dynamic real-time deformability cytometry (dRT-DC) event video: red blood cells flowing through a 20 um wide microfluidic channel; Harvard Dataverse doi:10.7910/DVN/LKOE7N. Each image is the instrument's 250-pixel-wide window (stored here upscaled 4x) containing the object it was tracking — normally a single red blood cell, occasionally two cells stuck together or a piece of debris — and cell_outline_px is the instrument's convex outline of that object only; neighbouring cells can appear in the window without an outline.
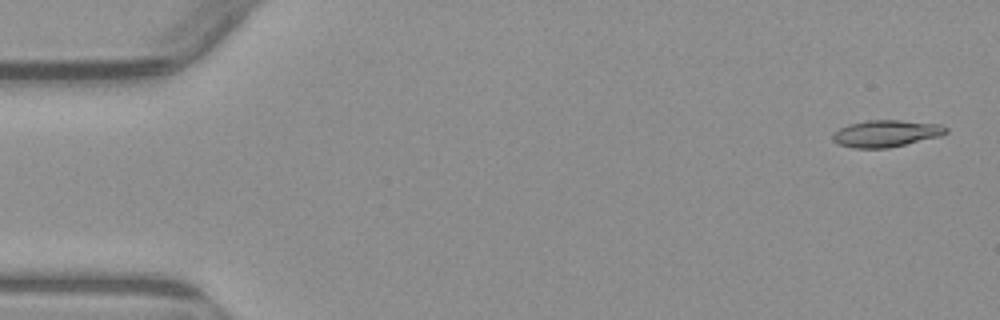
{"species": "common noctule bat (a hibernating species)", "species_latin": "Nyctalus noctula", "temperature_condition": "warm", "stored_images_in_passage": 5, "camera_frame_rate_fps": 3000, "um_per_image_px": 0.085, "animal": {"sex": "male", "body_mass_g": 23.1, "forearm_length_mm": 52.7}, "frame": {"image": 1, "passage_image": 1, "time_ms": 0.0, "image_size_px": [1000, 320], "cell_outline_px": [[948, 132], [940, 136], [888, 148], [852, 148], [840, 144], [832, 140], [832, 136], [840, 128], [848, 124], [868, 120], [900, 120], [940, 124], [948, 128]], "centroid_in_image_um": [75.33, 11.34], "position_along_channel_um": 9.7, "area_um2": 17.63}}
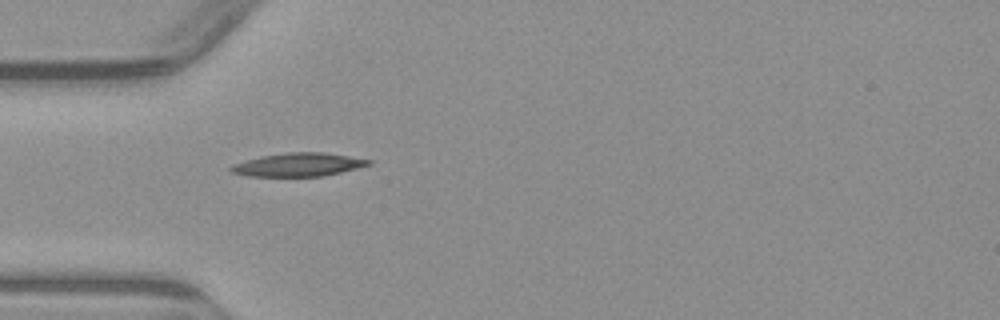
{"frame": {"image": 2, "passage_image": 4, "time_ms": 4.667, "image_size_px": [1000, 320], "cell_outline_px": [[372, 164], [324, 176], [248, 176], [232, 172], [228, 168], [232, 164], [264, 156], [288, 152], [324, 152], [372, 160]], "centroid_in_image_um": [25.37, 14.0], "position_along_channel_um": 59.6, "area_um2": 18.5}}
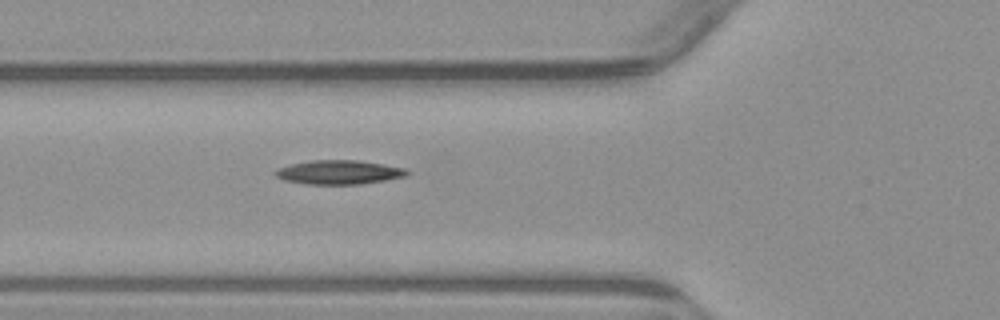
{"frame": {"image": 3, "passage_image": 5, "time_ms": 5.667, "image_size_px": [1000, 320], "cell_outline_px": [[412, 172], [408, 176], [360, 184], [308, 184], [284, 180], [276, 176], [272, 172], [276, 168], [308, 160], [356, 160], [384, 164], [408, 168]], "centroid_in_image_um": [28.84, 14.63], "position_along_channel_um": 97.0, "area_um2": 18.67}}